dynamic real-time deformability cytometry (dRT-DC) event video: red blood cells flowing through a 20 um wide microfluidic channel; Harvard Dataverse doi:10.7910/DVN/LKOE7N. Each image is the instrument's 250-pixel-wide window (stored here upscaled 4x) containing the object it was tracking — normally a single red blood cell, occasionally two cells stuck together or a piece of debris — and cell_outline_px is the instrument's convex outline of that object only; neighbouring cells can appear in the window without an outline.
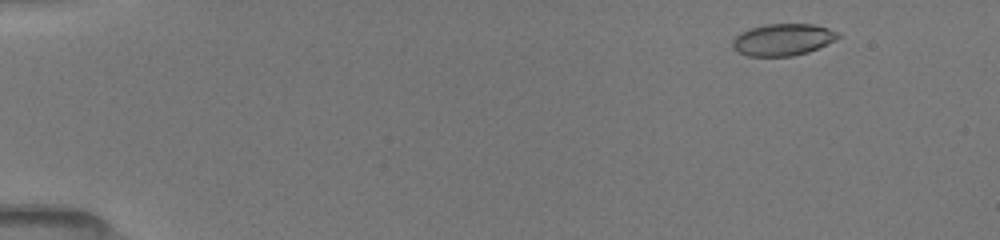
{"species": "common noctule bat (a hibernating species)", "species_latin": "Nyctalus noctula", "temperature_condition": "room temperature", "stored_images_in_passage": 50, "camera_frame_rate_fps": 3000, "um_per_image_px": 0.085, "animal": {"sex": "female", "body_mass_g": 19.5, "forearm_length_mm": 54.1}, "frame": {"image": 1, "passage_image": 4, "time_ms": 1.0, "image_size_px": [1000, 240], "cell_outline_px": [[840, 36], [836, 40], [808, 52], [792, 56], [748, 56], [736, 52], [732, 48], [732, 40], [740, 32], [748, 28], [764, 24], [812, 24], [828, 28], [836, 32]], "centroid_in_image_um": [66.49, 3.37], "position_along_channel_um": 18.5, "area_um2": 19.71}}
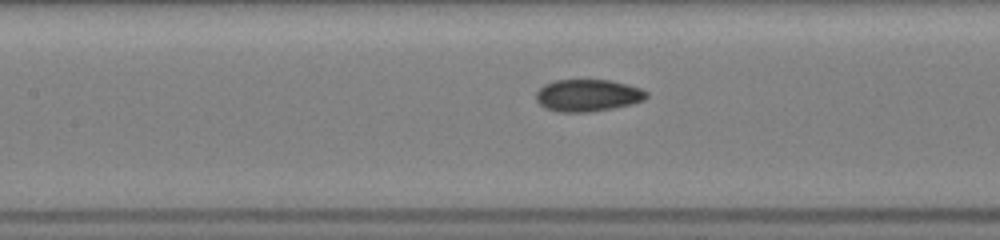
{"frame": {"image": 2, "passage_image": 23, "time_ms": 7.333, "image_size_px": [1000, 240], "cell_outline_px": [[648, 96], [644, 100], [632, 104], [612, 108], [588, 112], [560, 112], [544, 108], [536, 100], [536, 92], [544, 84], [556, 80], [608, 80], [628, 84], [640, 88], [648, 92]], "centroid_in_image_um": [49.96, 8.11], "position_along_channel_um": 157.4, "area_um2": 20.69}}
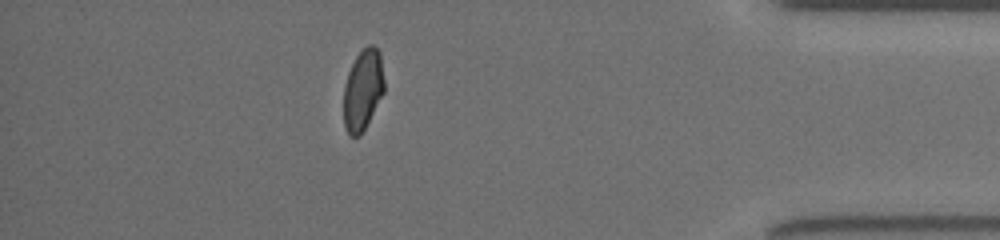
{"frame": {"image": 3, "passage_image": 44, "time_ms": 14.333, "image_size_px": [1000, 240], "cell_outline_px": [[384, 92], [360, 136], [352, 136], [348, 132], [344, 124], [344, 84], [348, 72], [356, 56], [368, 44], [372, 44], [380, 52], [384, 80]], "centroid_in_image_um": [30.85, 7.61], "position_along_channel_um": 404.4, "area_um2": 18.96}, "authors_computed_cell_mechanics": {"area_um2": 19.8254, "velocity_mm_per_s": 4.055, "shape_relaxation_time_tau1_ms": null, "shape_relaxation_time_tau2_ms": 1.5211, "deformation_change_tau1": null, "deformation_change_tau2": 0.0506}}